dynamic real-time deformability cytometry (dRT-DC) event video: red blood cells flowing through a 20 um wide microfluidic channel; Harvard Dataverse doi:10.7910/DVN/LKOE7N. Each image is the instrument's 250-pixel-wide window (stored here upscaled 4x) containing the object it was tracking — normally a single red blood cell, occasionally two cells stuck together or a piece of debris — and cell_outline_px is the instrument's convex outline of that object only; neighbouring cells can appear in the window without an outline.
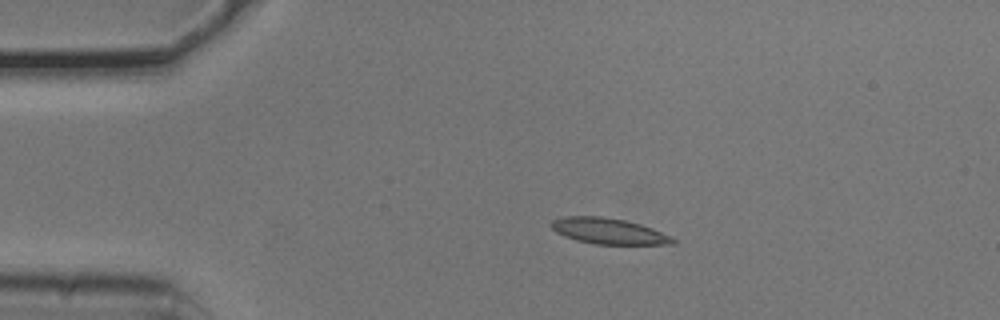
{"species": "common noctule bat (a hibernating species)", "species_latin": "Nyctalus noctula", "temperature_condition": "cold", "stored_images_in_passage": 5, "camera_frame_rate_fps": 3000, "um_per_image_px": 0.085, "animal": {"sex": "male", "body_mass_g": 20.5, "forearm_length_mm": 52.5}, "frame": {"image": 1, "passage_image": 3, "time_ms": 0.667, "image_size_px": [1000, 320], "cell_outline_px": [[676, 244], [596, 244], [576, 240], [564, 236], [556, 232], [548, 224], [552, 220], [564, 216], [600, 216], [624, 220], [640, 224], [652, 228], [672, 236], [676, 240]], "centroid_in_image_um": [51.72, 19.64], "position_along_channel_um": 33.3, "area_um2": 18.38}}
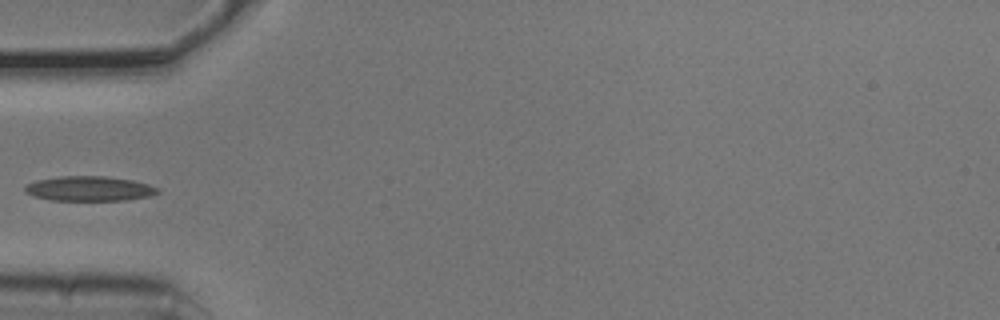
{"frame": {"image": 2, "passage_image": 5, "time_ms": 1.333, "image_size_px": [1000, 320], "cell_outline_px": [[160, 192], [148, 196], [124, 200], [48, 200], [32, 196], [24, 192], [24, 188], [28, 184], [36, 180], [60, 176], [104, 176], [132, 180], [148, 184], [160, 188]], "centroid_in_image_um": [7.56, 16.03], "position_along_channel_um": 77.4, "area_um2": 19.19}}